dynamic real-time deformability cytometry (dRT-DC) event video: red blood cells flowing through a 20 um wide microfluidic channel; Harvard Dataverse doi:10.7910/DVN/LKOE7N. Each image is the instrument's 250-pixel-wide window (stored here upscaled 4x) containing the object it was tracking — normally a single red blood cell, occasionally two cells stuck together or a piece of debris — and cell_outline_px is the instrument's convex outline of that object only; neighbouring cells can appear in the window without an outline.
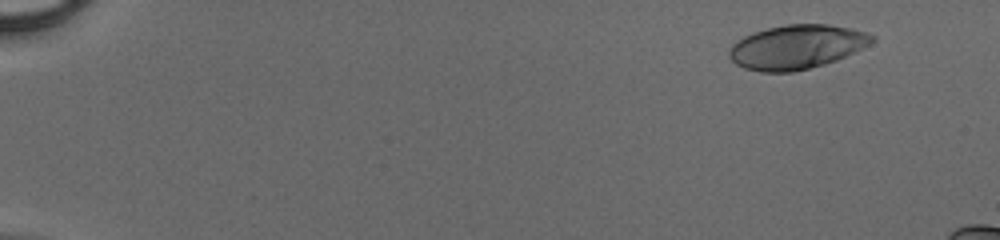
{"species": "human", "species_latin": "Homo sapiens", "temperature_condition": "cold", "stored_images_in_passage": 50, "camera_frame_rate_fps": 3000, "um_per_image_px": 0.085, "donor": {"sex": "male"}, "frame": {"image": 1, "passage_image": 5, "time_ms": 1.333, "image_size_px": [1000, 240], "cell_outline_px": [[876, 40], [836, 60], [824, 64], [792, 72], [760, 72], [744, 68], [736, 64], [728, 56], [728, 52], [732, 44], [736, 40], [752, 32], [784, 24], [828, 24], [852, 28], [868, 32], [876, 36]], "centroid_in_image_um": [67.69, 3.98], "position_along_channel_um": 17.3, "area_um2": 36.76}}
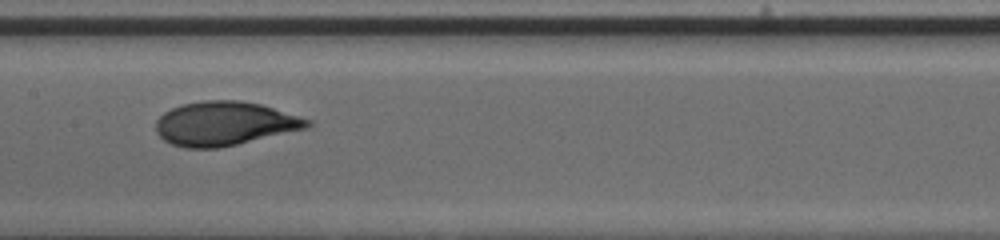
{"frame": {"image": 2, "passage_image": 28, "time_ms": 9.0, "image_size_px": [1000, 240], "cell_outline_px": [[316, 124], [308, 128], [236, 144], [216, 148], [184, 148], [172, 144], [164, 140], [156, 132], [156, 120], [164, 112], [172, 108], [184, 104], [208, 100], [240, 100], [260, 104], [312, 120]], "centroid_in_image_um": [19.11, 10.5], "position_along_channel_um": 188.3, "area_um2": 38.67}}
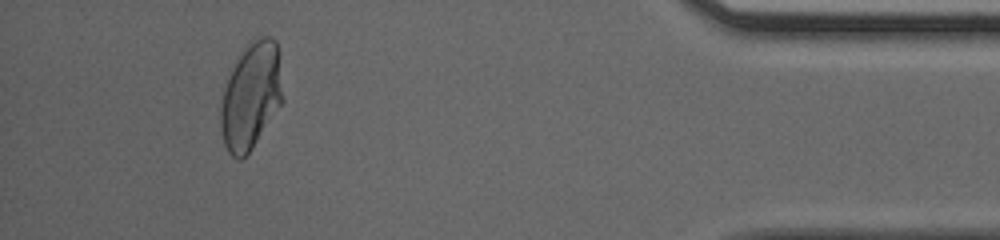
{"frame": {"image": 3, "passage_image": 47, "time_ms": 15.333, "image_size_px": [1000, 240], "cell_outline_px": [[284, 100], [252, 148], [240, 160], [236, 160], [228, 152], [224, 144], [220, 128], [220, 108], [224, 88], [232, 68], [248, 40], [252, 36], [268, 36], [276, 40], [280, 52]], "centroid_in_image_um": [21.36, 8.09], "position_along_channel_um": 413.8, "area_um2": 39.3}}